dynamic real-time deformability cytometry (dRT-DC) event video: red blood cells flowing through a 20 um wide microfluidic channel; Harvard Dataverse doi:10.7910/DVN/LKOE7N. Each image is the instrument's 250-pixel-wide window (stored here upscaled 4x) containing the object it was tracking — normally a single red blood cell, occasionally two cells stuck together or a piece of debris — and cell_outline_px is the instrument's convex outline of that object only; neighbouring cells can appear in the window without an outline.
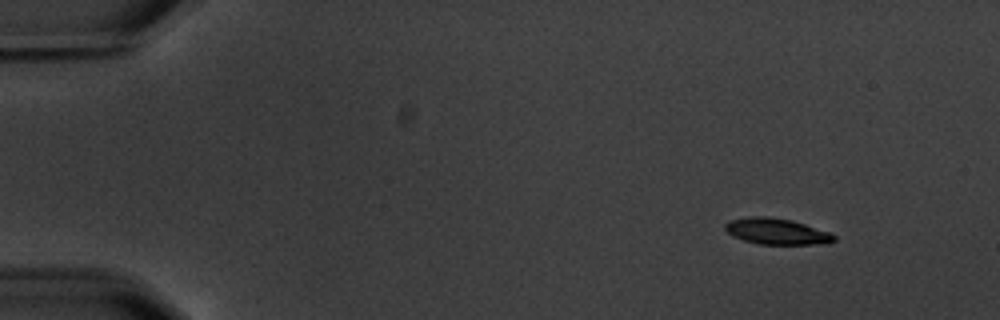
{"species": "common noctule bat (a hibernating species)", "species_latin": "Nyctalus noctula", "temperature_condition": "warm", "stored_images_in_passage": 9, "camera_frame_rate_fps": 3000, "um_per_image_px": 0.085, "animal": {"sex": "male", "body_mass_g": 20.1, "forearm_length_mm": 53.5}, "frame": {"image": 1, "passage_image": 1, "time_ms": 0.0, "image_size_px": [1000, 320], "cell_outline_px": [[836, 240], [828, 244], [760, 244], [744, 240], [728, 232], [724, 228], [724, 224], [728, 220], [748, 216], [768, 216], [792, 220], [828, 232], [836, 236]], "centroid_in_image_um": [66.01, 19.66], "position_along_channel_um": 19.0, "area_um2": 16.53}}